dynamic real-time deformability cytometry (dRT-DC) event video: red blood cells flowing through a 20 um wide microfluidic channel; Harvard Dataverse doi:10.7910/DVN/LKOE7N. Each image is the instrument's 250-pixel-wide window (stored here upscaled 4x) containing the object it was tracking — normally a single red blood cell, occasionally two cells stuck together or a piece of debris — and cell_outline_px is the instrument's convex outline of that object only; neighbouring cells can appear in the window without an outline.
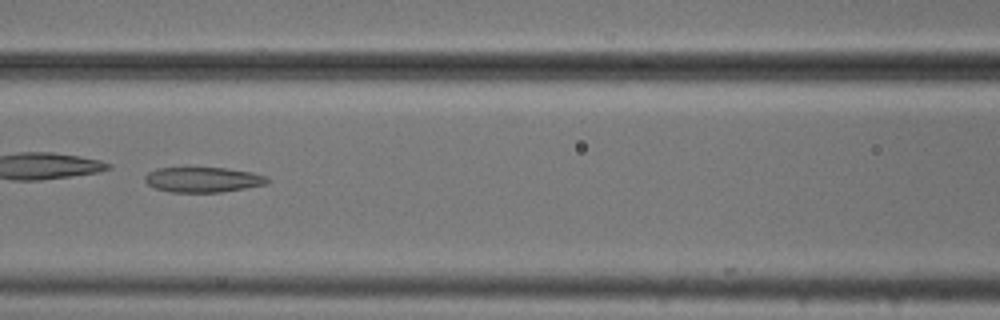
{"species": "common noctule bat (a hibernating species)", "species_latin": "Nyctalus noctula", "temperature_condition": "cold", "stored_images_in_passage": 33, "camera_frame_rate_fps": 3000, "um_per_image_px": 0.085, "animal": {"sex": "male", "body_mass_g": 20.5, "forearm_length_mm": 52.5}, "frame": {"image": 1, "passage_image": 8, "time_ms": 2.333, "image_size_px": [1000, 320], "cell_outline_px": [[268, 184], [220, 192], [172, 192], [156, 188], [148, 184], [144, 180], [144, 176], [148, 172], [156, 168], [184, 164], [224, 168], [252, 172], [268, 176]], "centroid_in_image_um": [17.19, 15.21], "position_along_channel_um": 149.4, "area_um2": 18.84}}